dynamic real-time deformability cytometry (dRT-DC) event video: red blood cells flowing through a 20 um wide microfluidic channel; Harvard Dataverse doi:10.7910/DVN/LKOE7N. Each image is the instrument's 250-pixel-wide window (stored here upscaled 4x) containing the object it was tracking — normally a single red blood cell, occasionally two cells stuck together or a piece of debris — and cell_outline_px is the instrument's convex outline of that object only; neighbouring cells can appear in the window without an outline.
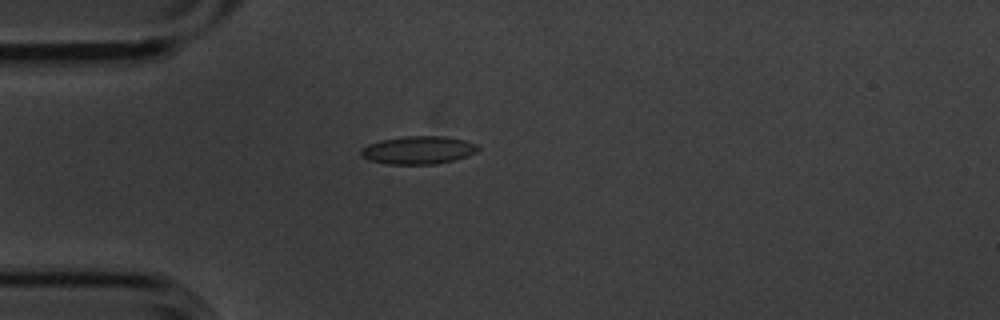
{"species": "common noctule bat (a hibernating species)", "species_latin": "Nyctalus noctula", "temperature_condition": "cold", "stored_images_in_passage": 3, "camera_frame_rate_fps": 3000, "um_per_image_px": 0.085, "animal": {"sex": "male", "body_mass_g": 20.1, "forearm_length_mm": 53.5}, "frame": {"image": 1, "passage_image": 2, "time_ms": 0.333, "image_size_px": [1000, 320], "cell_outline_px": [[480, 148], [476, 152], [468, 156], [436, 164], [384, 164], [368, 160], [360, 156], [360, 148], [368, 144], [380, 140], [404, 136], [444, 136], [464, 140], [476, 144]], "centroid_in_image_um": [35.51, 12.76], "position_along_channel_um": 49.5, "area_um2": 19.25}}